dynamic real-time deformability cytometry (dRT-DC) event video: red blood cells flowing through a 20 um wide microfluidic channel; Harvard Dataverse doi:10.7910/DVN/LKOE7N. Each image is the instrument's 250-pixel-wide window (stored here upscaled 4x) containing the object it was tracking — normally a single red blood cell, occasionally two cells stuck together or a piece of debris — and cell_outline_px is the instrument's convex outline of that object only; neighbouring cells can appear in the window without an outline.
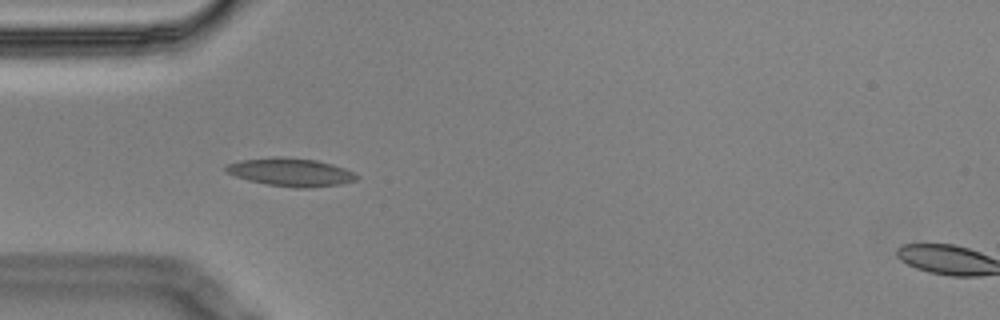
{"species": "Egyptian fruit bat (a non-hibernating species)", "species_latin": "Rousettus aegyptiacus", "temperature_condition": "cold", "stored_images_in_passage": 6, "camera_frame_rate_fps": 3000, "um_per_image_px": 0.085, "animal": {"sex": "male"}, "frame": {"image": 1, "passage_image": 4, "time_ms": 1.0, "image_size_px": [1000, 320], "cell_outline_px": [[360, 176], [356, 180], [340, 184], [308, 188], [296, 188], [268, 184], [248, 180], [236, 176], [228, 172], [224, 168], [228, 164], [240, 160], [276, 156], [280, 156], [316, 160], [332, 164], [344, 168]], "centroid_in_image_um": [24.73, 14.63], "position_along_channel_um": 60.3, "area_um2": 21.27}}
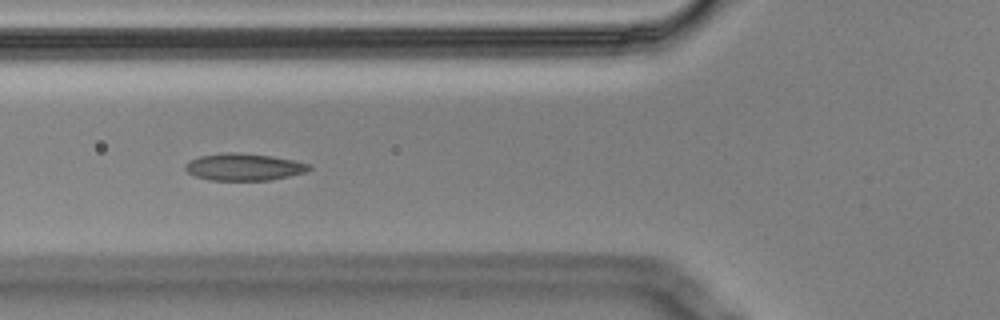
{"frame": {"image": 2, "passage_image": 5, "time_ms": 1.333, "image_size_px": [1000, 320], "cell_outline_px": [[312, 168], [304, 172], [288, 176], [268, 180], [212, 180], [196, 176], [188, 172], [184, 168], [184, 164], [188, 160], [200, 156], [228, 152], [236, 152], [272, 156], [292, 160], [308, 164]], "centroid_in_image_um": [20.68, 14.18], "position_along_channel_um": 105.1, "area_um2": 19.31}}